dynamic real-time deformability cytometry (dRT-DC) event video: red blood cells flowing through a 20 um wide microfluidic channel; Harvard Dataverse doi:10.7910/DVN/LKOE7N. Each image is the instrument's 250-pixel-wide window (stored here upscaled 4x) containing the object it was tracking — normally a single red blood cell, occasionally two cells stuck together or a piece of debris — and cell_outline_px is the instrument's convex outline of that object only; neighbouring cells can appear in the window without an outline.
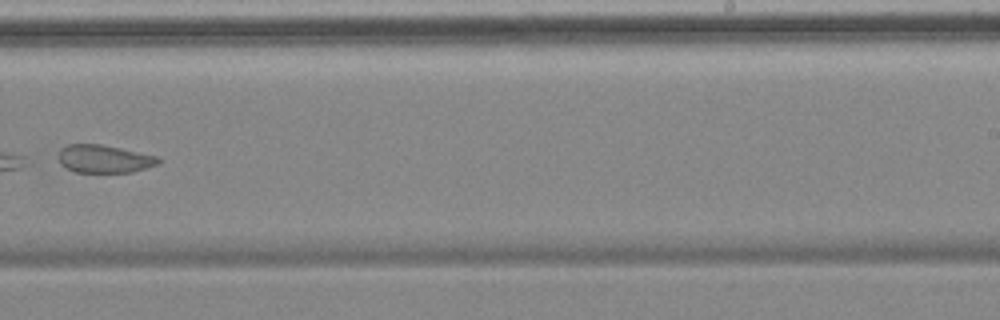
{"species": "common noctule bat (a hibernating species)", "species_latin": "Nyctalus noctula", "temperature_condition": "cold", "stored_images_in_passage": 8, "segment_of_instrument_passage": [2, 2], "camera_frame_rate_fps": 3000, "um_per_image_px": 0.085, "animal": {"sex": "female", "body_mass_g": 18.4}, "frame": {"image": 1, "passage_image": 8, "time_ms": 8.667, "image_size_px": [1000, 320], "cell_outline_px": [[160, 164], [132, 172], [76, 172], [60, 164], [60, 148], [68, 144], [100, 144], [160, 156]], "centroid_in_image_um": [8.91, 13.5], "position_along_channel_um": 280.1, "area_um2": 16.24}}